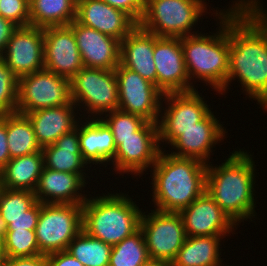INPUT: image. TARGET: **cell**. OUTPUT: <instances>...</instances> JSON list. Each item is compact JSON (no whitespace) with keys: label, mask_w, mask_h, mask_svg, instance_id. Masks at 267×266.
Returning <instances> with one entry per match:
<instances>
[{"label":"cell","mask_w":267,"mask_h":266,"mask_svg":"<svg viewBox=\"0 0 267 266\" xmlns=\"http://www.w3.org/2000/svg\"><path fill=\"white\" fill-rule=\"evenodd\" d=\"M229 39L225 95L239 81L245 100L258 105L267 95V20L258 10H229Z\"/></svg>","instance_id":"cell-1"},{"label":"cell","mask_w":267,"mask_h":266,"mask_svg":"<svg viewBox=\"0 0 267 266\" xmlns=\"http://www.w3.org/2000/svg\"><path fill=\"white\" fill-rule=\"evenodd\" d=\"M232 149L229 155L223 156L225 160L221 164H207L205 191L238 227L248 220L257 225L255 220L260 218L256 212L259 210L256 194L260 193L256 191L259 189L256 166L259 165H255L254 152L245 147Z\"/></svg>","instance_id":"cell-2"},{"label":"cell","mask_w":267,"mask_h":266,"mask_svg":"<svg viewBox=\"0 0 267 266\" xmlns=\"http://www.w3.org/2000/svg\"><path fill=\"white\" fill-rule=\"evenodd\" d=\"M149 172V202H153L155 210L180 212L206 189L207 164L197 159L176 157L161 150Z\"/></svg>","instance_id":"cell-3"},{"label":"cell","mask_w":267,"mask_h":266,"mask_svg":"<svg viewBox=\"0 0 267 266\" xmlns=\"http://www.w3.org/2000/svg\"><path fill=\"white\" fill-rule=\"evenodd\" d=\"M214 20L218 27L213 32H205V27L200 26L201 32L182 37L181 45L190 83L196 89L204 83L207 90L212 89L222 97L229 73V10L222 11Z\"/></svg>","instance_id":"cell-4"},{"label":"cell","mask_w":267,"mask_h":266,"mask_svg":"<svg viewBox=\"0 0 267 266\" xmlns=\"http://www.w3.org/2000/svg\"><path fill=\"white\" fill-rule=\"evenodd\" d=\"M106 193H89L83 203L82 229L90 236L114 246L140 228L143 207L141 200L128 195L126 189H112ZM115 191V192H114ZM119 191V192H118ZM96 194V195H95ZM134 200V201H133ZM139 201V202H138Z\"/></svg>","instance_id":"cell-5"},{"label":"cell","mask_w":267,"mask_h":266,"mask_svg":"<svg viewBox=\"0 0 267 266\" xmlns=\"http://www.w3.org/2000/svg\"><path fill=\"white\" fill-rule=\"evenodd\" d=\"M207 1L208 3L206 0H145L144 15L139 25L158 37L182 38L197 34L201 32L198 25L206 23L203 19L209 18L207 14L215 19L224 11L223 6L215 9Z\"/></svg>","instance_id":"cell-6"},{"label":"cell","mask_w":267,"mask_h":266,"mask_svg":"<svg viewBox=\"0 0 267 266\" xmlns=\"http://www.w3.org/2000/svg\"><path fill=\"white\" fill-rule=\"evenodd\" d=\"M70 88L72 102L82 119L101 118L119 108L115 70L83 67L70 80Z\"/></svg>","instance_id":"cell-7"},{"label":"cell","mask_w":267,"mask_h":266,"mask_svg":"<svg viewBox=\"0 0 267 266\" xmlns=\"http://www.w3.org/2000/svg\"><path fill=\"white\" fill-rule=\"evenodd\" d=\"M207 88L198 91L163 94L158 125L159 144L162 150L169 146L182 131L196 126L214 108L207 104L202 94ZM210 106V107H209ZM164 146V147H163Z\"/></svg>","instance_id":"cell-8"},{"label":"cell","mask_w":267,"mask_h":266,"mask_svg":"<svg viewBox=\"0 0 267 266\" xmlns=\"http://www.w3.org/2000/svg\"><path fill=\"white\" fill-rule=\"evenodd\" d=\"M114 141L116 144L115 157L109 168L107 167L113 175L119 176L114 179L121 176L124 178V174L129 176L128 178L132 175V180H134L133 178L138 180L144 174L145 177L142 178H146V172L155 164L162 150L159 144L157 123L146 121L135 132V136L114 138Z\"/></svg>","instance_id":"cell-9"},{"label":"cell","mask_w":267,"mask_h":266,"mask_svg":"<svg viewBox=\"0 0 267 266\" xmlns=\"http://www.w3.org/2000/svg\"><path fill=\"white\" fill-rule=\"evenodd\" d=\"M83 204L41 203L35 228L41 254L65 251L69 243L82 231Z\"/></svg>","instance_id":"cell-10"},{"label":"cell","mask_w":267,"mask_h":266,"mask_svg":"<svg viewBox=\"0 0 267 266\" xmlns=\"http://www.w3.org/2000/svg\"><path fill=\"white\" fill-rule=\"evenodd\" d=\"M140 228L149 257L155 261H173L187 237L179 212L145 209Z\"/></svg>","instance_id":"cell-11"},{"label":"cell","mask_w":267,"mask_h":266,"mask_svg":"<svg viewBox=\"0 0 267 266\" xmlns=\"http://www.w3.org/2000/svg\"><path fill=\"white\" fill-rule=\"evenodd\" d=\"M17 90V112L24 115L72 102L70 79L45 68L19 77Z\"/></svg>","instance_id":"cell-12"},{"label":"cell","mask_w":267,"mask_h":266,"mask_svg":"<svg viewBox=\"0 0 267 266\" xmlns=\"http://www.w3.org/2000/svg\"><path fill=\"white\" fill-rule=\"evenodd\" d=\"M215 113V114H214ZM217 111H211L202 121L197 122L196 126L182 131V133L168 146L169 154L176 157L193 158L205 164L214 163L213 155L216 145L227 141L229 135L225 122L220 121ZM220 118V119H219ZM212 156V157H211ZM211 159V160H210Z\"/></svg>","instance_id":"cell-13"},{"label":"cell","mask_w":267,"mask_h":266,"mask_svg":"<svg viewBox=\"0 0 267 266\" xmlns=\"http://www.w3.org/2000/svg\"><path fill=\"white\" fill-rule=\"evenodd\" d=\"M119 92V110L157 123L163 93L151 82L121 64L115 68Z\"/></svg>","instance_id":"cell-14"},{"label":"cell","mask_w":267,"mask_h":266,"mask_svg":"<svg viewBox=\"0 0 267 266\" xmlns=\"http://www.w3.org/2000/svg\"><path fill=\"white\" fill-rule=\"evenodd\" d=\"M153 59L157 72V88L163 94L196 89L187 74L181 38L159 37L154 42Z\"/></svg>","instance_id":"cell-15"},{"label":"cell","mask_w":267,"mask_h":266,"mask_svg":"<svg viewBox=\"0 0 267 266\" xmlns=\"http://www.w3.org/2000/svg\"><path fill=\"white\" fill-rule=\"evenodd\" d=\"M0 57L18 78L44 69V29L18 27Z\"/></svg>","instance_id":"cell-16"},{"label":"cell","mask_w":267,"mask_h":266,"mask_svg":"<svg viewBox=\"0 0 267 266\" xmlns=\"http://www.w3.org/2000/svg\"><path fill=\"white\" fill-rule=\"evenodd\" d=\"M186 236H234L239 228L205 191L179 212ZM236 232V233H235Z\"/></svg>","instance_id":"cell-17"},{"label":"cell","mask_w":267,"mask_h":266,"mask_svg":"<svg viewBox=\"0 0 267 266\" xmlns=\"http://www.w3.org/2000/svg\"><path fill=\"white\" fill-rule=\"evenodd\" d=\"M83 67L73 30L68 25L44 28V68L71 80Z\"/></svg>","instance_id":"cell-18"},{"label":"cell","mask_w":267,"mask_h":266,"mask_svg":"<svg viewBox=\"0 0 267 266\" xmlns=\"http://www.w3.org/2000/svg\"><path fill=\"white\" fill-rule=\"evenodd\" d=\"M74 33L84 67L115 70L120 64V41L76 20L68 25Z\"/></svg>","instance_id":"cell-19"},{"label":"cell","mask_w":267,"mask_h":266,"mask_svg":"<svg viewBox=\"0 0 267 266\" xmlns=\"http://www.w3.org/2000/svg\"><path fill=\"white\" fill-rule=\"evenodd\" d=\"M79 146L82 158L93 167L96 176L102 174L104 169L107 171L106 167L116 153L112 130L102 118H83L79 121Z\"/></svg>","instance_id":"cell-20"},{"label":"cell","mask_w":267,"mask_h":266,"mask_svg":"<svg viewBox=\"0 0 267 266\" xmlns=\"http://www.w3.org/2000/svg\"><path fill=\"white\" fill-rule=\"evenodd\" d=\"M76 21L120 42L138 25L124 11L103 0H78Z\"/></svg>","instance_id":"cell-21"},{"label":"cell","mask_w":267,"mask_h":266,"mask_svg":"<svg viewBox=\"0 0 267 266\" xmlns=\"http://www.w3.org/2000/svg\"><path fill=\"white\" fill-rule=\"evenodd\" d=\"M90 186L92 187L80 174L44 167L34 194L40 203L83 204L89 196L86 193H90L87 190Z\"/></svg>","instance_id":"cell-22"},{"label":"cell","mask_w":267,"mask_h":266,"mask_svg":"<svg viewBox=\"0 0 267 266\" xmlns=\"http://www.w3.org/2000/svg\"><path fill=\"white\" fill-rule=\"evenodd\" d=\"M159 37L139 24L120 42V64L140 74L157 87V72L153 59L154 42Z\"/></svg>","instance_id":"cell-23"},{"label":"cell","mask_w":267,"mask_h":266,"mask_svg":"<svg viewBox=\"0 0 267 266\" xmlns=\"http://www.w3.org/2000/svg\"><path fill=\"white\" fill-rule=\"evenodd\" d=\"M25 115L29 118L41 147L54 144L60 136L76 128L82 119L73 102L39 109Z\"/></svg>","instance_id":"cell-24"},{"label":"cell","mask_w":267,"mask_h":266,"mask_svg":"<svg viewBox=\"0 0 267 266\" xmlns=\"http://www.w3.org/2000/svg\"><path fill=\"white\" fill-rule=\"evenodd\" d=\"M41 151L43 153L45 168L80 174L89 184L91 183V178L94 177L92 176V171L94 172V170L91 169L81 155L79 146V122L76 128L60 136L54 144L42 147Z\"/></svg>","instance_id":"cell-25"},{"label":"cell","mask_w":267,"mask_h":266,"mask_svg":"<svg viewBox=\"0 0 267 266\" xmlns=\"http://www.w3.org/2000/svg\"><path fill=\"white\" fill-rule=\"evenodd\" d=\"M227 237L231 239L230 236H187L176 258L173 260L174 265L222 266L227 262V260H224L226 258H221L223 256L221 253L224 251L222 244L224 246V241Z\"/></svg>","instance_id":"cell-26"},{"label":"cell","mask_w":267,"mask_h":266,"mask_svg":"<svg viewBox=\"0 0 267 266\" xmlns=\"http://www.w3.org/2000/svg\"><path fill=\"white\" fill-rule=\"evenodd\" d=\"M43 168L42 151L10 159L0 171L1 187L34 192Z\"/></svg>","instance_id":"cell-27"},{"label":"cell","mask_w":267,"mask_h":266,"mask_svg":"<svg viewBox=\"0 0 267 266\" xmlns=\"http://www.w3.org/2000/svg\"><path fill=\"white\" fill-rule=\"evenodd\" d=\"M78 0H29L30 26H67L76 20Z\"/></svg>","instance_id":"cell-28"},{"label":"cell","mask_w":267,"mask_h":266,"mask_svg":"<svg viewBox=\"0 0 267 266\" xmlns=\"http://www.w3.org/2000/svg\"><path fill=\"white\" fill-rule=\"evenodd\" d=\"M7 145L11 159L41 152L29 118L21 113L7 114Z\"/></svg>","instance_id":"cell-29"},{"label":"cell","mask_w":267,"mask_h":266,"mask_svg":"<svg viewBox=\"0 0 267 266\" xmlns=\"http://www.w3.org/2000/svg\"><path fill=\"white\" fill-rule=\"evenodd\" d=\"M111 250V245L88 235L82 229L66 251L84 266H109Z\"/></svg>","instance_id":"cell-30"},{"label":"cell","mask_w":267,"mask_h":266,"mask_svg":"<svg viewBox=\"0 0 267 266\" xmlns=\"http://www.w3.org/2000/svg\"><path fill=\"white\" fill-rule=\"evenodd\" d=\"M141 228L112 246L109 266H142L150 261Z\"/></svg>","instance_id":"cell-31"},{"label":"cell","mask_w":267,"mask_h":266,"mask_svg":"<svg viewBox=\"0 0 267 266\" xmlns=\"http://www.w3.org/2000/svg\"><path fill=\"white\" fill-rule=\"evenodd\" d=\"M37 202L34 192L0 187V214L4 219H19Z\"/></svg>","instance_id":"cell-32"},{"label":"cell","mask_w":267,"mask_h":266,"mask_svg":"<svg viewBox=\"0 0 267 266\" xmlns=\"http://www.w3.org/2000/svg\"><path fill=\"white\" fill-rule=\"evenodd\" d=\"M1 242L2 252L7 258L31 257L41 254L35 230H8Z\"/></svg>","instance_id":"cell-33"},{"label":"cell","mask_w":267,"mask_h":266,"mask_svg":"<svg viewBox=\"0 0 267 266\" xmlns=\"http://www.w3.org/2000/svg\"><path fill=\"white\" fill-rule=\"evenodd\" d=\"M18 77L0 57V115L17 112Z\"/></svg>","instance_id":"cell-34"},{"label":"cell","mask_w":267,"mask_h":266,"mask_svg":"<svg viewBox=\"0 0 267 266\" xmlns=\"http://www.w3.org/2000/svg\"><path fill=\"white\" fill-rule=\"evenodd\" d=\"M111 128L114 138L135 136V132L146 122L141 116L116 109L101 117Z\"/></svg>","instance_id":"cell-35"},{"label":"cell","mask_w":267,"mask_h":266,"mask_svg":"<svg viewBox=\"0 0 267 266\" xmlns=\"http://www.w3.org/2000/svg\"><path fill=\"white\" fill-rule=\"evenodd\" d=\"M0 15L17 27L30 26L29 0H0Z\"/></svg>","instance_id":"cell-36"},{"label":"cell","mask_w":267,"mask_h":266,"mask_svg":"<svg viewBox=\"0 0 267 266\" xmlns=\"http://www.w3.org/2000/svg\"><path fill=\"white\" fill-rule=\"evenodd\" d=\"M41 203L37 201L29 210L26 211V215L19 219H5L8 230H35L39 215H40Z\"/></svg>","instance_id":"cell-37"},{"label":"cell","mask_w":267,"mask_h":266,"mask_svg":"<svg viewBox=\"0 0 267 266\" xmlns=\"http://www.w3.org/2000/svg\"><path fill=\"white\" fill-rule=\"evenodd\" d=\"M113 8L124 11L137 24L140 23L144 15L145 0H103Z\"/></svg>","instance_id":"cell-38"},{"label":"cell","mask_w":267,"mask_h":266,"mask_svg":"<svg viewBox=\"0 0 267 266\" xmlns=\"http://www.w3.org/2000/svg\"><path fill=\"white\" fill-rule=\"evenodd\" d=\"M11 159L7 145V114L0 115V171Z\"/></svg>","instance_id":"cell-39"},{"label":"cell","mask_w":267,"mask_h":266,"mask_svg":"<svg viewBox=\"0 0 267 266\" xmlns=\"http://www.w3.org/2000/svg\"><path fill=\"white\" fill-rule=\"evenodd\" d=\"M46 257L47 266H84L66 250L46 255Z\"/></svg>","instance_id":"cell-40"},{"label":"cell","mask_w":267,"mask_h":266,"mask_svg":"<svg viewBox=\"0 0 267 266\" xmlns=\"http://www.w3.org/2000/svg\"><path fill=\"white\" fill-rule=\"evenodd\" d=\"M5 266H47V257L38 254L31 257L7 258Z\"/></svg>","instance_id":"cell-41"},{"label":"cell","mask_w":267,"mask_h":266,"mask_svg":"<svg viewBox=\"0 0 267 266\" xmlns=\"http://www.w3.org/2000/svg\"><path fill=\"white\" fill-rule=\"evenodd\" d=\"M18 27L0 15V55L5 51L12 33Z\"/></svg>","instance_id":"cell-42"},{"label":"cell","mask_w":267,"mask_h":266,"mask_svg":"<svg viewBox=\"0 0 267 266\" xmlns=\"http://www.w3.org/2000/svg\"><path fill=\"white\" fill-rule=\"evenodd\" d=\"M229 4L223 7L224 10H259L265 3L263 0H230Z\"/></svg>","instance_id":"cell-43"},{"label":"cell","mask_w":267,"mask_h":266,"mask_svg":"<svg viewBox=\"0 0 267 266\" xmlns=\"http://www.w3.org/2000/svg\"><path fill=\"white\" fill-rule=\"evenodd\" d=\"M8 225L5 219L0 214V240L2 241L7 235Z\"/></svg>","instance_id":"cell-44"},{"label":"cell","mask_w":267,"mask_h":266,"mask_svg":"<svg viewBox=\"0 0 267 266\" xmlns=\"http://www.w3.org/2000/svg\"><path fill=\"white\" fill-rule=\"evenodd\" d=\"M154 266H175L173 261H155Z\"/></svg>","instance_id":"cell-45"},{"label":"cell","mask_w":267,"mask_h":266,"mask_svg":"<svg viewBox=\"0 0 267 266\" xmlns=\"http://www.w3.org/2000/svg\"><path fill=\"white\" fill-rule=\"evenodd\" d=\"M257 108L264 110L263 113L267 112V95L263 98V100L258 104Z\"/></svg>","instance_id":"cell-46"},{"label":"cell","mask_w":267,"mask_h":266,"mask_svg":"<svg viewBox=\"0 0 267 266\" xmlns=\"http://www.w3.org/2000/svg\"><path fill=\"white\" fill-rule=\"evenodd\" d=\"M263 5L258 12L267 20V8Z\"/></svg>","instance_id":"cell-47"},{"label":"cell","mask_w":267,"mask_h":266,"mask_svg":"<svg viewBox=\"0 0 267 266\" xmlns=\"http://www.w3.org/2000/svg\"><path fill=\"white\" fill-rule=\"evenodd\" d=\"M7 261V257L3 254V252L0 253V266H5Z\"/></svg>","instance_id":"cell-48"},{"label":"cell","mask_w":267,"mask_h":266,"mask_svg":"<svg viewBox=\"0 0 267 266\" xmlns=\"http://www.w3.org/2000/svg\"><path fill=\"white\" fill-rule=\"evenodd\" d=\"M142 266H154V260H150L148 263Z\"/></svg>","instance_id":"cell-49"},{"label":"cell","mask_w":267,"mask_h":266,"mask_svg":"<svg viewBox=\"0 0 267 266\" xmlns=\"http://www.w3.org/2000/svg\"><path fill=\"white\" fill-rule=\"evenodd\" d=\"M229 265L226 264H223L222 266H234L235 264L233 263L232 265L228 262ZM239 266V265H238Z\"/></svg>","instance_id":"cell-50"},{"label":"cell","mask_w":267,"mask_h":266,"mask_svg":"<svg viewBox=\"0 0 267 266\" xmlns=\"http://www.w3.org/2000/svg\"><path fill=\"white\" fill-rule=\"evenodd\" d=\"M2 252V242L0 240V253Z\"/></svg>","instance_id":"cell-51"}]
</instances>
